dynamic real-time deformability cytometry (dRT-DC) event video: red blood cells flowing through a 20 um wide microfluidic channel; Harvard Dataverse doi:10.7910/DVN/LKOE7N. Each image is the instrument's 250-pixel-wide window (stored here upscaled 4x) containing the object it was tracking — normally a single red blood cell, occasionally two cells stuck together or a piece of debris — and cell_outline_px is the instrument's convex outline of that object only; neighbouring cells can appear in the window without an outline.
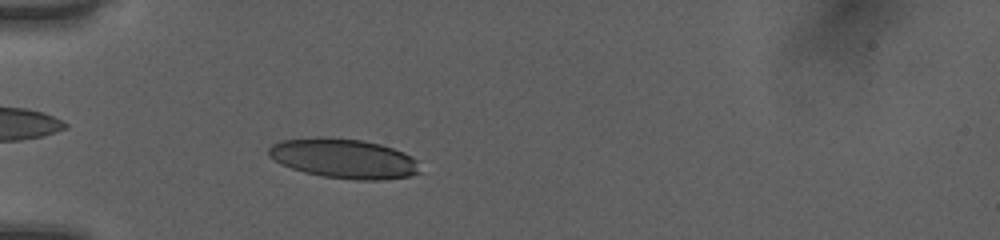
{"species": "human", "species_latin": "Homo sapiens", "temperature_condition": "room temperature", "stored_images_in_passage": 45, "camera_frame_rate_fps": 3000, "um_per_image_px": 0.085, "donor": {"sex": "female"}, "frame": {"image": 1, "passage_image": 10, "time_ms": 3.0, "image_size_px": [1000, 240], "cell_outline_px": [[420, 172], [412, 176], [384, 180], [356, 180], [324, 176], [304, 172], [280, 164], [268, 156], [268, 148], [272, 144], [280, 140], [316, 136], [360, 140], [380, 144], [404, 152], [412, 156], [416, 160]], "centroid_in_image_um": [29.2, 13.47], "position_along_channel_um": 55.8, "area_um2": 35.14}}
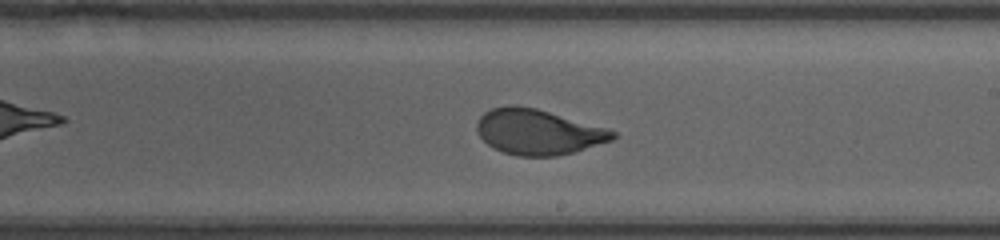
{"frame": {"image": 2, "passage_image": 25, "time_ms": 8.0, "image_size_px": [1000, 240], "cell_outline_px": [[620, 136], [612, 140], [572, 152], [556, 156], [516, 156], [492, 148], [480, 136], [476, 128], [476, 124], [480, 116], [484, 112], [492, 108], [508, 104], [516, 104], [536, 108], [608, 128], [616, 132]], "centroid_in_image_um": [45.73, 11.2], "position_along_channel_um": 243.3, "area_um2": 36.07}}
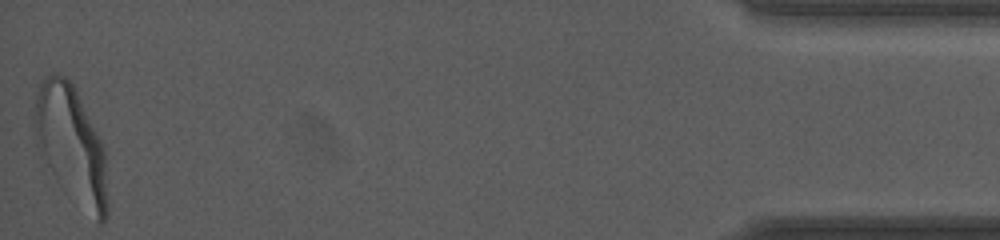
{"frame": {"image": 3, "passage_image": 45, "time_ms": 14.667, "image_size_px": [1000, 240], "cell_outline_px": [[108, 212], [104, 224], [96, 224], [60, 188], [40, 156], [36, 144], [36, 96], [40, 84], [52, 72], [56, 72], [64, 76], [72, 84], [104, 148], [108, 204]], "centroid_in_image_um": [6.07, 12.46], "position_along_channel_um": 429.1, "area_um2": 49.77}, "authors_computed_cell_mechanics": {"area_um2": 36.2984, "velocity_mm_per_s": 4.0277, "shape_relaxation_time_tau1_ms": 2.8369, "shape_relaxation_time_tau2_ms": null, "deformation_change_tau1": 0.1669, "deformation_change_tau2": null}}